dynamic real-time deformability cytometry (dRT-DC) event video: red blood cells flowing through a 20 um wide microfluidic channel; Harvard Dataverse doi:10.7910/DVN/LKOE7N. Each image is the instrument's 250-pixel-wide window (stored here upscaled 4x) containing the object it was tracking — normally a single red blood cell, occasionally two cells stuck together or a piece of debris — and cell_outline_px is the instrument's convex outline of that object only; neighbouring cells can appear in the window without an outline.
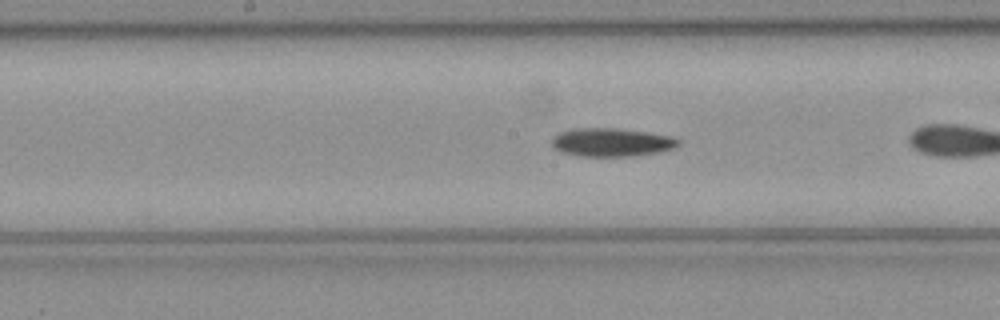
{"species": "common noctule bat (a hibernating species)", "species_latin": "Nyctalus noctula", "temperature_condition": "cold", "stored_images_in_passage": 25, "camera_frame_rate_fps": 3000, "um_per_image_px": 0.085, "animal": {"sex": "female", "body_mass_g": 21.9}, "frame": {"image": 1, "passage_image": 11, "time_ms": 3.333, "image_size_px": [1000, 320], "cell_outline_px": [[680, 144], [676, 148], [660, 152], [632, 156], [580, 156], [560, 152], [552, 148], [552, 136], [560, 132], [576, 128], [616, 128], [648, 132], [672, 136], [680, 140]], "centroid_in_image_um": [51.99, 12.1], "position_along_channel_um": 196.2, "area_um2": 21.21}}